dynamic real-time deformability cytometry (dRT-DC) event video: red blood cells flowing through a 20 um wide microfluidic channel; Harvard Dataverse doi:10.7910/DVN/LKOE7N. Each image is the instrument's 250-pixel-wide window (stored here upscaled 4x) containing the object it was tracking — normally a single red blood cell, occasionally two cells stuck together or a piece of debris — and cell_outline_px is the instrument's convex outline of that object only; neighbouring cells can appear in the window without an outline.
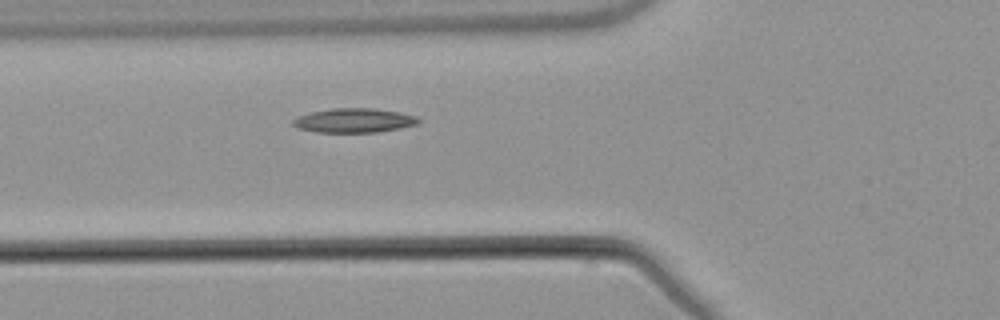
{"species": "common noctule bat (a hibernating species)", "species_latin": "Nyctalus noctula", "temperature_condition": "warm", "stored_images_in_passage": 3, "camera_frame_rate_fps": 3000, "um_per_image_px": 0.085, "animal": {"sex": "male", "body_mass_g": 21.5, "forearm_length_mm": 52.0}, "frame": {"image": 1, "passage_image": 3, "time_ms": 3.333, "image_size_px": [1000, 320], "cell_outline_px": [[420, 124], [400, 128], [376, 132], [316, 132], [296, 128], [292, 124], [292, 120], [300, 116], [312, 112], [332, 108], [376, 108], [400, 112], [416, 116], [420, 120]], "centroid_in_image_um": [30.12, 10.24], "position_along_channel_um": 95.7, "area_um2": 17.8}}